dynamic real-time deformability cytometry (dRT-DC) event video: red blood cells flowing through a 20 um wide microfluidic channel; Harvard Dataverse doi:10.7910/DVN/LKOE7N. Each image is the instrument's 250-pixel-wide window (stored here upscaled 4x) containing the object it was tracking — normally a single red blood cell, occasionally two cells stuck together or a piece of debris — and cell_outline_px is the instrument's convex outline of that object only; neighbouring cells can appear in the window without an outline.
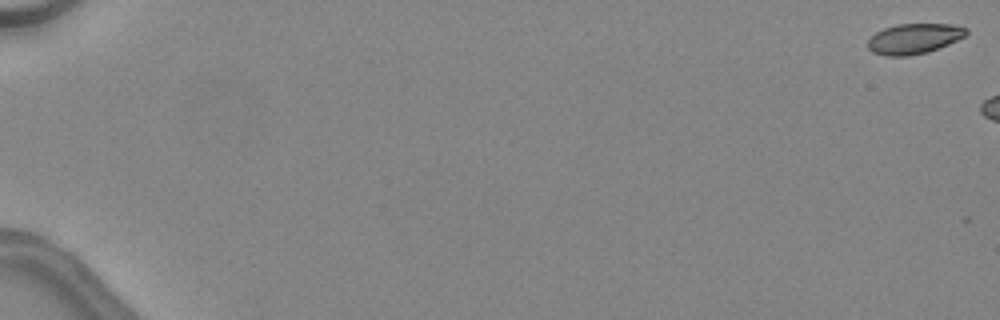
{"species": "common noctule bat (a hibernating species)", "species_latin": "Nyctalus noctula", "temperature_condition": "warm", "stored_images_in_passage": 2, "camera_frame_rate_fps": 3000, "um_per_image_px": 0.085, "animal": {"sex": "female", "body_mass_g": 24.6, "forearm_length_mm": 56.2}, "frame": {"image": 1, "passage_image": 1, "time_ms": 0.0, "image_size_px": [1000, 320], "cell_outline_px": [[968, 32], [964, 36], [948, 44], [928, 52], [908, 56], [884, 56], [872, 52], [868, 48], [868, 40], [876, 32], [884, 28], [896, 24], [952, 24], [968, 28]], "centroid_in_image_um": [77.68, 3.29], "position_along_channel_um": 7.3, "area_um2": 17.4}}